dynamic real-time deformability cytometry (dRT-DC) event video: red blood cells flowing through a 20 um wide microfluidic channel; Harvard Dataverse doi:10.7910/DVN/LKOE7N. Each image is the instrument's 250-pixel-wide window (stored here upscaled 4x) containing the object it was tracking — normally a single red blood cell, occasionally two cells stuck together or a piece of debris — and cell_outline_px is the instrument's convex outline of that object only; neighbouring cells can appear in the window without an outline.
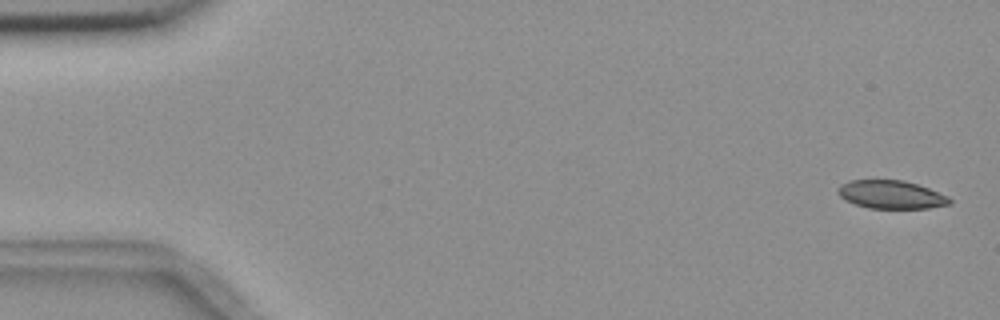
{"species": "common noctule bat (a hibernating species)", "species_latin": "Nyctalus noctula", "temperature_condition": "room temperature", "stored_images_in_passage": 5, "camera_frame_rate_fps": 3000, "um_per_image_px": 0.085, "animal": {"sex": "female", "body_mass_g": 18.4}, "frame": {"image": 1, "passage_image": 1, "time_ms": 0.0, "image_size_px": [1000, 320], "cell_outline_px": [[952, 204], [928, 208], [868, 208], [844, 200], [836, 192], [836, 188], [840, 184], [848, 180], [904, 180], [928, 188], [948, 196], [952, 200]], "centroid_in_image_um": [75.71, 16.53], "position_along_channel_um": 9.3, "area_um2": 18.5}}